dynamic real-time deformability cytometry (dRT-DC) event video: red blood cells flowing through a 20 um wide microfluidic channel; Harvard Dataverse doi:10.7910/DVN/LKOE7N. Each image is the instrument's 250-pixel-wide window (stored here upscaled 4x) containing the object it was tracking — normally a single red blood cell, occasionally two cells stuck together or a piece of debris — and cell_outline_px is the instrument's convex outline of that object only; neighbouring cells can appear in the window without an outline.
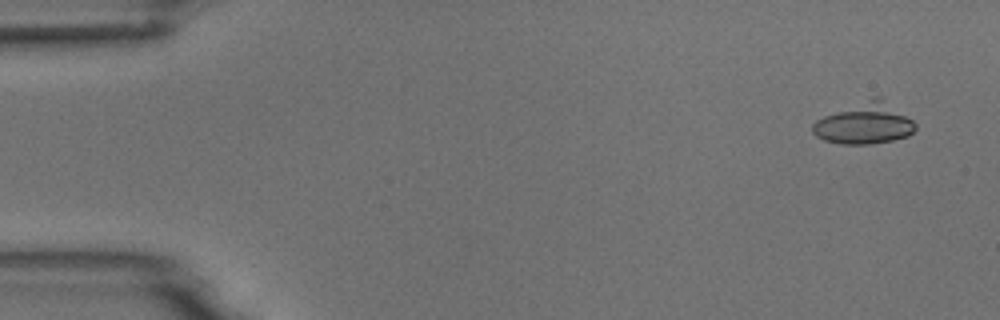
{"species": "common noctule bat (a hibernating species)", "species_latin": "Nyctalus noctula", "temperature_condition": "room temperature", "stored_images_in_passage": 7, "camera_frame_rate_fps": 3000, "um_per_image_px": 0.085, "animal": {"sex": "male", "body_mass_g": 18.8}, "frame": {"image": 1, "passage_image": 1, "time_ms": 0.0, "image_size_px": [1000, 320], "cell_outline_px": [[916, 128], [908, 136], [892, 140], [868, 144], [840, 144], [824, 140], [816, 136], [812, 132], [812, 124], [816, 120], [824, 116], [872, 96], [880, 96], [912, 120], [916, 124]], "centroid_in_image_um": [73.47, 10.49], "position_along_channel_um": 11.5, "area_um2": 24.45}}
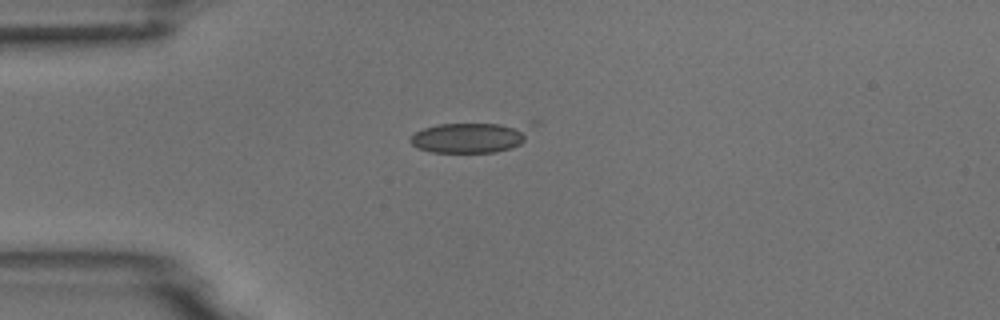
{"frame": {"image": 2, "passage_image": 4, "time_ms": 3.667, "image_size_px": [1000, 320], "cell_outline_px": [[540, 120], [524, 140], [520, 144], [512, 148], [496, 152], [432, 152], [416, 148], [408, 140], [416, 132], [424, 128], [436, 124], [532, 120]], "centroid_in_image_um": [40.2, 11.6], "position_along_channel_um": 44.8, "area_um2": 23.0}}